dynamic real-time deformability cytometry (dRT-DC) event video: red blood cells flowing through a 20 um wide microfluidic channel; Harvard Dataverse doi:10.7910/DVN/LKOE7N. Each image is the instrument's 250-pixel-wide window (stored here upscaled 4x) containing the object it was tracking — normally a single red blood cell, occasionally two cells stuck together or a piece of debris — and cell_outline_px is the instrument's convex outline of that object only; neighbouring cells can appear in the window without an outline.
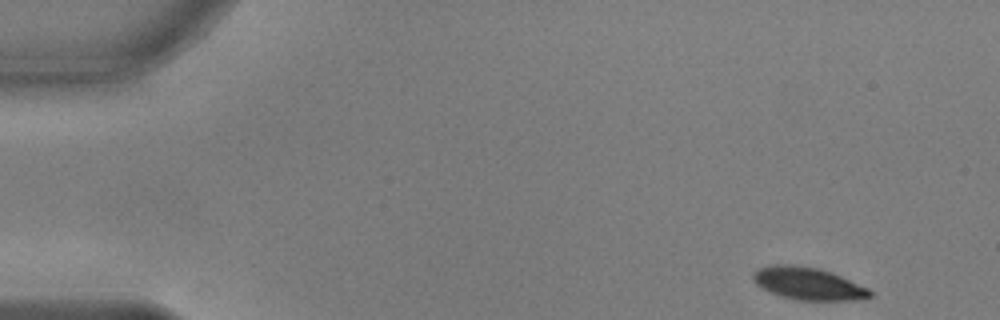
{"species": "common noctule bat (a hibernating species)", "species_latin": "Nyctalus noctula", "temperature_condition": "warm", "stored_images_in_passage": 51, "camera_frame_rate_fps": 3000, "um_per_image_px": 0.085, "animal": {"sex": "male", "body_mass_g": 17.9, "forearm_length_mm": 54.2}, "frame": {"image": 1, "passage_image": 1, "time_ms": 0.0, "image_size_px": [1000, 320], "cell_outline_px": [[872, 296], [848, 300], [796, 300], [780, 296], [756, 284], [752, 276], [752, 272], [756, 268], [772, 264], [792, 264], [820, 268], [832, 272], [868, 288], [872, 292]], "centroid_in_image_um": [68.65, 24.08], "position_along_channel_um": 16.4, "area_um2": 22.08}}
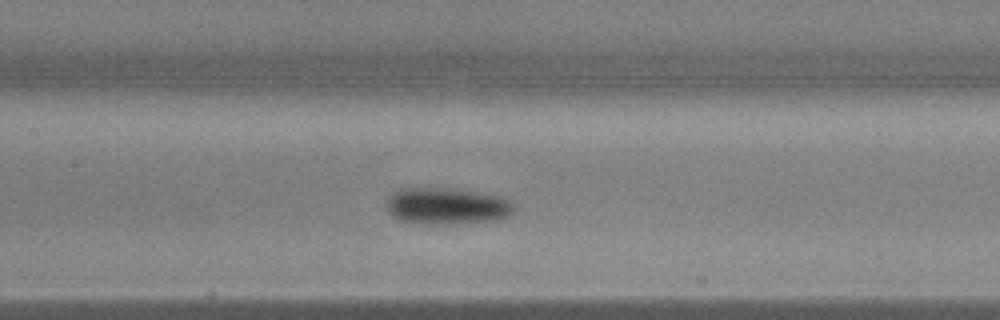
{"frame": {"image": 2, "passage_image": 22, "time_ms": 7.0, "image_size_px": [1000, 320], "cell_outline_px": [[516, 208], [508, 216], [496, 220], [452, 224], [424, 224], [400, 220], [392, 216], [388, 212], [384, 204], [388, 196], [392, 192], [400, 188], [452, 188], [500, 196], [508, 200]], "centroid_in_image_um": [37.92, 17.51], "position_along_channel_um": 169.5, "area_um2": 27.51}}
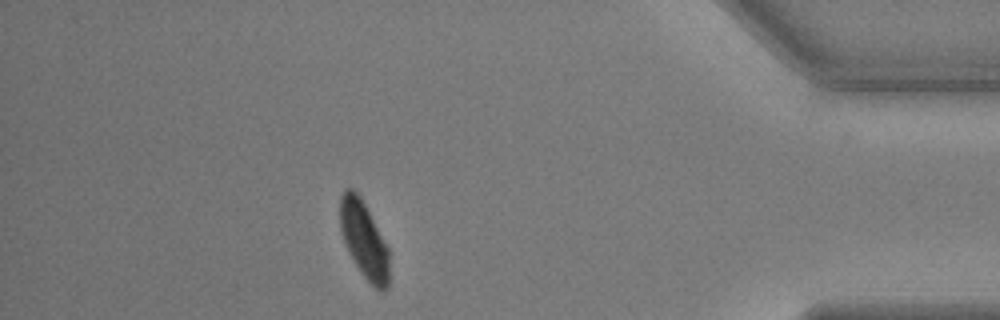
{"frame": {"image": 3, "passage_image": 44, "time_ms": 14.333, "image_size_px": [1000, 320], "cell_outline_px": [[388, 288], [384, 292], [380, 292], [360, 272], [348, 252], [340, 228], [340, 196], [348, 188], [352, 188], [360, 196], [388, 248]], "centroid_in_image_um": [30.93, 20.4], "position_along_channel_um": 404.3, "area_um2": 21.62}, "authors_computed_cell_mechanics": {"area_um2": 24.3916, "velocity_mm_per_s": 3.7695, "shape_relaxation_time_tau1_ms": 2.5205, "shape_relaxation_time_tau2_ms": 3.7881, "deformation_change_tau1": 0.1282, "deformation_change_tau2": 0.0632}}